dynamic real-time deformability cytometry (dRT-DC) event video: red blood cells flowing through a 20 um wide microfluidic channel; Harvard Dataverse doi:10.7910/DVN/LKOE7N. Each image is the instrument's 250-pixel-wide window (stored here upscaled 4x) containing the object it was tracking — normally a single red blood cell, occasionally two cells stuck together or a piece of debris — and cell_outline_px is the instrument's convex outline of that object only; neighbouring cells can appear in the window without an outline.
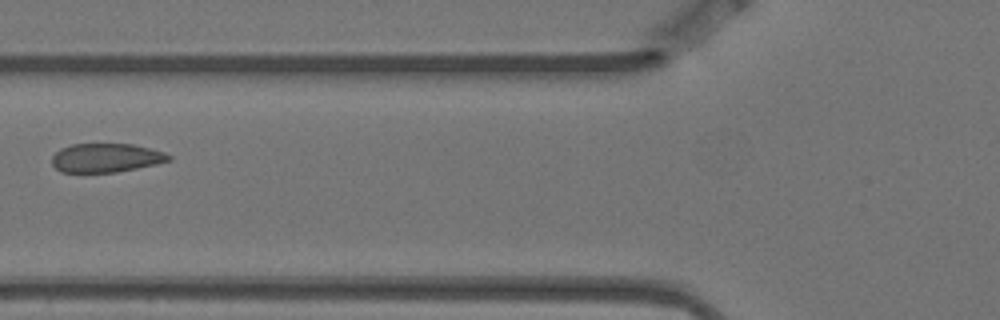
{"species": "Egyptian fruit bat (a non-hibernating species)", "species_latin": "Rousettus aegyptiacus", "temperature_condition": "warm", "stored_images_in_passage": 6, "camera_frame_rate_fps": 3000, "um_per_image_px": 0.085, "animal": {"sex": "female"}, "frame": {"image": 1, "passage_image": 6, "time_ms": 1.667, "image_size_px": [1000, 320], "cell_outline_px": [[172, 160], [156, 164], [116, 172], [60, 172], [52, 164], [52, 156], [60, 148], [72, 144], [132, 144], [164, 152], [172, 156]], "centroid_in_image_um": [9.0, 13.41], "position_along_channel_um": 116.8, "area_um2": 19.59}}